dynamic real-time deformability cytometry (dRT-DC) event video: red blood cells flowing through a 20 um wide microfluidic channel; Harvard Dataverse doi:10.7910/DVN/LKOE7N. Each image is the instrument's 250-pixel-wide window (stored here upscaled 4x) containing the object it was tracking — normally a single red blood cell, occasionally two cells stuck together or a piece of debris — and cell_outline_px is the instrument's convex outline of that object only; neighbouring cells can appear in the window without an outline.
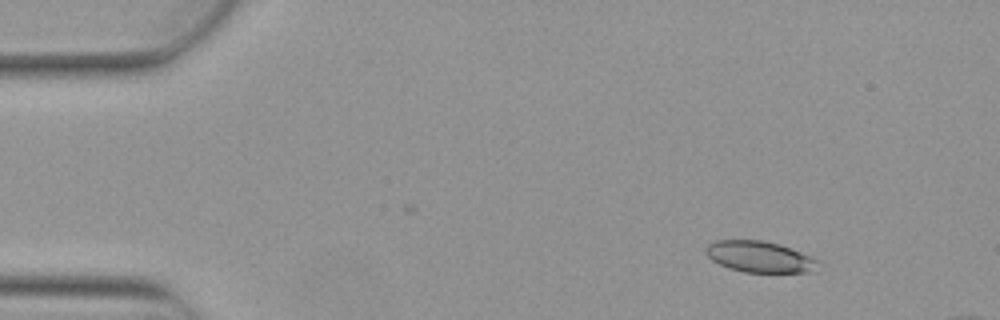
{"species": "Egyptian fruit bat (a non-hibernating species)", "species_latin": "Rousettus aegyptiacus", "temperature_condition": "warm", "stored_images_in_passage": 4, "camera_frame_rate_fps": 3000, "um_per_image_px": 0.085, "animal": {"sex": "female"}, "frame": {"image": 1, "passage_image": 1, "time_ms": 0.0, "image_size_px": [1000, 320], "cell_outline_px": [[816, 260], [808, 272], [744, 272], [728, 268], [712, 260], [704, 252], [704, 248], [708, 244], [716, 240], [760, 240], [780, 244], [808, 256]], "centroid_in_image_um": [64.41, 21.81], "position_along_channel_um": 20.6, "area_um2": 19.83}}